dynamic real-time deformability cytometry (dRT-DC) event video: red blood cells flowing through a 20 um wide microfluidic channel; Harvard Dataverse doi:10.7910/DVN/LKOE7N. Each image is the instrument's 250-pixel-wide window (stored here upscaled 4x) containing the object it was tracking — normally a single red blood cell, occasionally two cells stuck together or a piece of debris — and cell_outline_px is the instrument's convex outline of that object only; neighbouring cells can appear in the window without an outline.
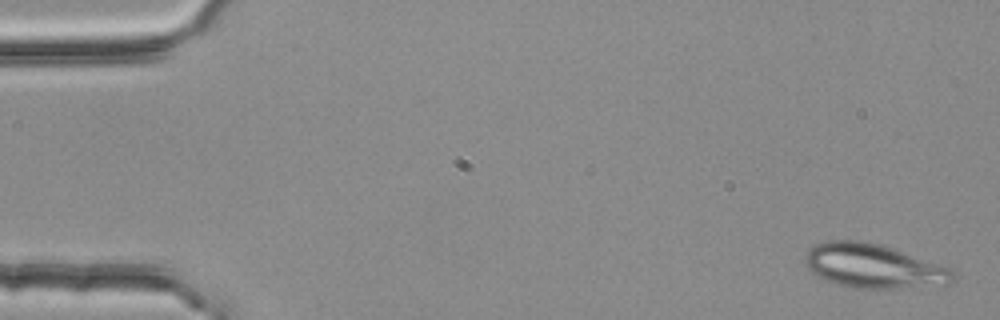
{"species": "common noctule bat (a hibernating species)", "species_latin": "Nyctalus noctula", "temperature_condition": "room temperature", "stored_images_in_passage": 5, "camera_frame_rate_fps": 3000, "um_per_image_px": 0.085, "animal": {"sex": "female", "body_mass_g": 25.1}, "frame": {"image": 1, "passage_image": 1, "time_ms": 0.0, "image_size_px": [1000, 320], "cell_outline_px": [[956, 280], [948, 284], [900, 288], [852, 288], [828, 280], [812, 272], [804, 264], [804, 256], [816, 244], [828, 240], [864, 240], [880, 244], [948, 268], [952, 272]], "centroid_in_image_um": [74.21, 22.61], "position_along_channel_um": 10.8, "area_um2": 37.4}}